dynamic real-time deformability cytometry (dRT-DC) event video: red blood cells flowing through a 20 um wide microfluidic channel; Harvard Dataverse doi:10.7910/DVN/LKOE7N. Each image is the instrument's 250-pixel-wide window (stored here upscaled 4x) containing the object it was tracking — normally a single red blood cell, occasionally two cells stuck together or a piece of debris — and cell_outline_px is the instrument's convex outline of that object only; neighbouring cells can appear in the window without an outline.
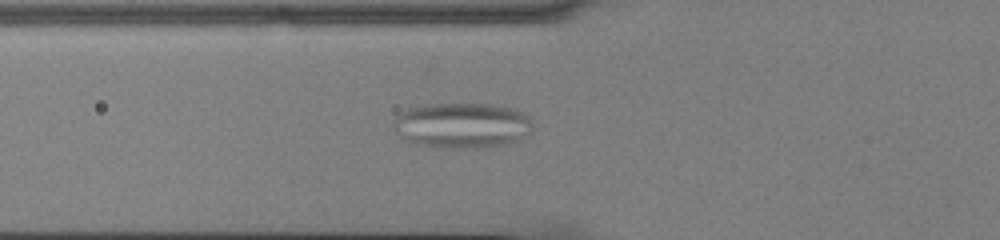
{"species": "common noctule bat (a hibernating species)", "species_latin": "Nyctalus noctula", "temperature_condition": "cold", "stored_images_in_passage": 35, "camera_frame_rate_fps": 3000, "um_per_image_px": 0.085, "animal": {"sex": "male", "body_mass_g": 13.0, "forearm_length_mm": 53.1}, "frame": {"image": 1, "passage_image": 4, "time_ms": 1.0, "image_size_px": [1000, 240], "cell_outline_px": [[532, 132], [528, 136], [520, 140], [508, 144], [480, 148], [440, 148], [416, 144], [404, 140], [392, 128], [392, 124], [396, 116], [404, 108], [428, 104], [492, 104], [516, 108], [524, 112], [528, 116], [532, 124]], "centroid_in_image_um": [39.28, 10.66], "position_along_channel_um": 86.5, "area_um2": 37.8}}
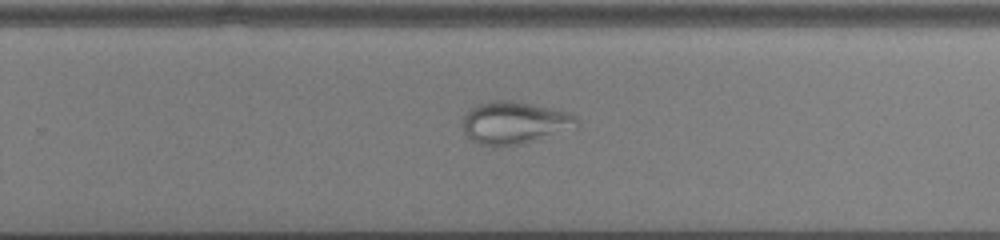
{"frame": {"image": 2, "passage_image": 20, "time_ms": 6.333, "image_size_px": [1000, 240], "cell_outline_px": [[580, 128], [520, 144], [492, 148], [480, 144], [472, 140], [464, 132], [460, 124], [460, 120], [476, 104], [488, 100], [512, 100], [552, 108], [568, 112], [576, 116], [580, 120]], "centroid_in_image_um": [43.75, 10.44], "position_along_channel_um": 286.1, "area_um2": 29.02}}
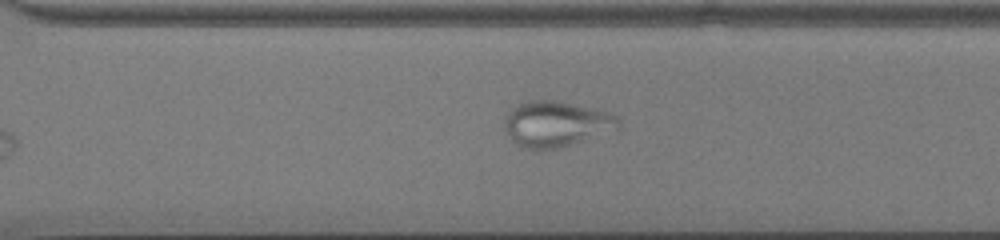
{"frame": {"image": 3, "passage_image": 23, "time_ms": 7.333, "image_size_px": [1000, 240], "cell_outline_px": [[620, 132], [556, 148], [520, 148], [508, 136], [504, 128], [504, 120], [508, 112], [516, 104], [528, 100], [552, 100], [612, 112], [620, 120]], "centroid_in_image_um": [47.34, 10.54], "position_along_channel_um": 323.3, "area_um2": 30.92}}